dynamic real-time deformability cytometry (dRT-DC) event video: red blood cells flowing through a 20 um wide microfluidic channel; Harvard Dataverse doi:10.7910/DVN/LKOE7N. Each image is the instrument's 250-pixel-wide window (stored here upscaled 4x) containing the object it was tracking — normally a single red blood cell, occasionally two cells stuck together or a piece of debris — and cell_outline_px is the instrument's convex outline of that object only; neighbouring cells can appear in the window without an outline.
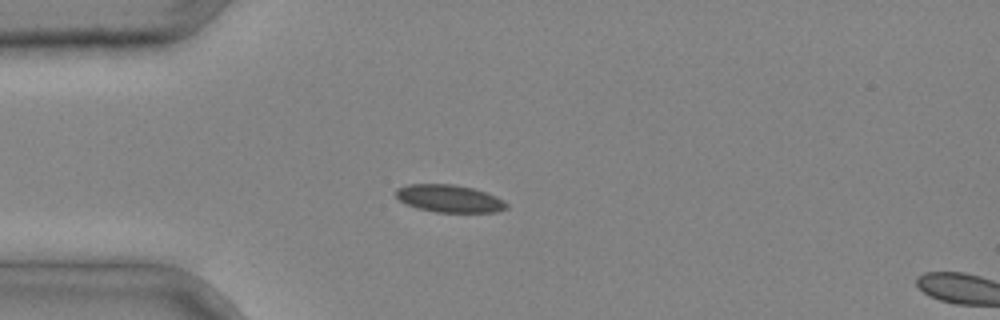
{"species": "common noctule bat (a hibernating species)", "species_latin": "Nyctalus noctula", "temperature_condition": "cold", "stored_images_in_passage": 5, "segment_of_instrument_passage": [1, 2], "camera_frame_rate_fps": 3000, "um_per_image_px": 0.085, "animal": {"sex": "male", "body_mass_g": 20.4}, "frame": {"image": 1, "passage_image": 4, "time_ms": 1.0, "image_size_px": [1000, 320], "cell_outline_px": [[508, 208], [496, 212], [436, 212], [416, 208], [400, 200], [396, 196], [396, 188], [408, 184], [452, 184], [472, 188], [496, 196], [504, 200], [508, 204]], "centroid_in_image_um": [38.2, 16.88], "position_along_channel_um": 46.8, "area_um2": 17.69}}